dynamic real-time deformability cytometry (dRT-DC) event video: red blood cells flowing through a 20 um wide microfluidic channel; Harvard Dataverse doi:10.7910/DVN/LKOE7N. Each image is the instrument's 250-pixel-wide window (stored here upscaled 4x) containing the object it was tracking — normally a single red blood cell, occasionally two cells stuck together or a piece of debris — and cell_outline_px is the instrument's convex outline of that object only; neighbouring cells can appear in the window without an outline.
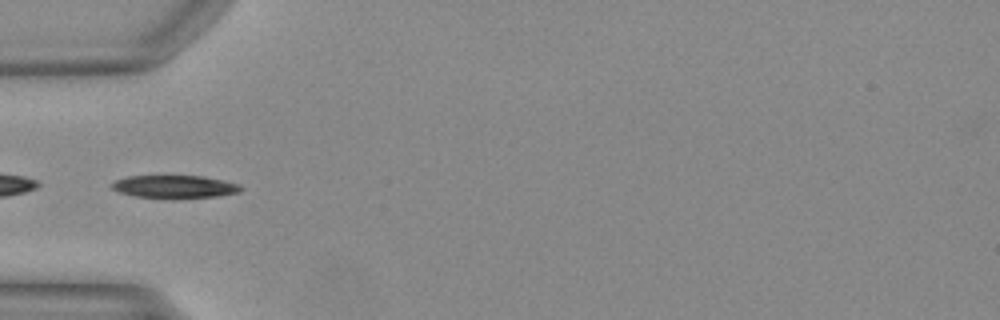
{"species": "Egyptian fruit bat (a non-hibernating species)", "species_latin": "Rousettus aegyptiacus", "temperature_condition": "warm", "stored_images_in_passage": 25, "camera_frame_rate_fps": 3000, "um_per_image_px": 0.085, "animal": {"sex": "female"}, "frame": {"image": 1, "passage_image": 1, "time_ms": 0.0, "image_size_px": [1000, 320], "cell_outline_px": [[244, 188], [240, 192], [220, 196], [136, 196], [120, 192], [112, 188], [112, 184], [116, 180], [128, 176], [204, 176], [224, 180], [240, 184]], "centroid_in_image_um": [14.92, 15.83], "position_along_channel_um": 70.1, "area_um2": 16.42}}
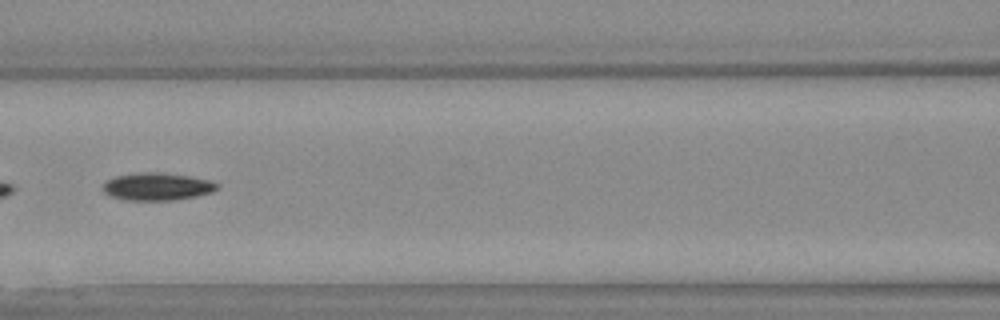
{"frame": {"image": 2, "passage_image": 7, "time_ms": 2.0, "image_size_px": [1000, 320], "cell_outline_px": [[220, 184], [212, 192], [196, 196], [176, 200], [128, 200], [112, 196], [104, 192], [100, 188], [108, 180], [116, 176], [140, 172], [160, 172], [188, 176], [208, 180]], "centroid_in_image_um": [13.35, 15.86], "position_along_channel_um": 153.3, "area_um2": 18.21}}
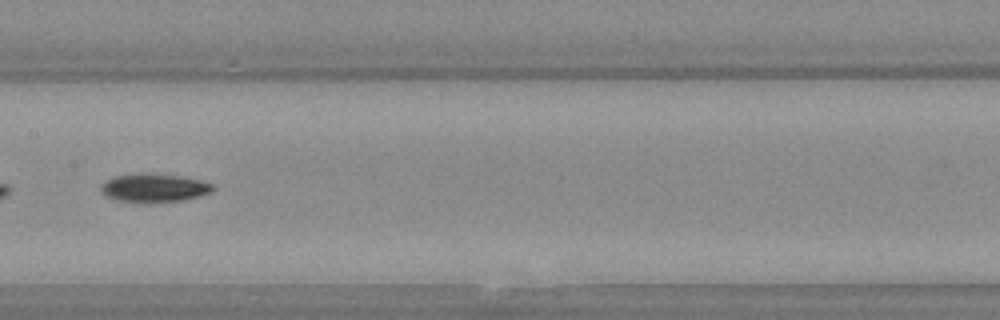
{"frame": {"image": 3, "passage_image": 10, "time_ms": 3.0, "image_size_px": [1000, 320], "cell_outline_px": [[216, 188], [212, 192], [200, 196], [180, 200], [148, 204], [120, 200], [104, 196], [100, 192], [100, 184], [116, 176], [148, 172], [180, 176], [200, 180], [212, 184]], "centroid_in_image_um": [13.09, 15.98], "position_along_channel_um": 194.3, "area_um2": 18.84}}